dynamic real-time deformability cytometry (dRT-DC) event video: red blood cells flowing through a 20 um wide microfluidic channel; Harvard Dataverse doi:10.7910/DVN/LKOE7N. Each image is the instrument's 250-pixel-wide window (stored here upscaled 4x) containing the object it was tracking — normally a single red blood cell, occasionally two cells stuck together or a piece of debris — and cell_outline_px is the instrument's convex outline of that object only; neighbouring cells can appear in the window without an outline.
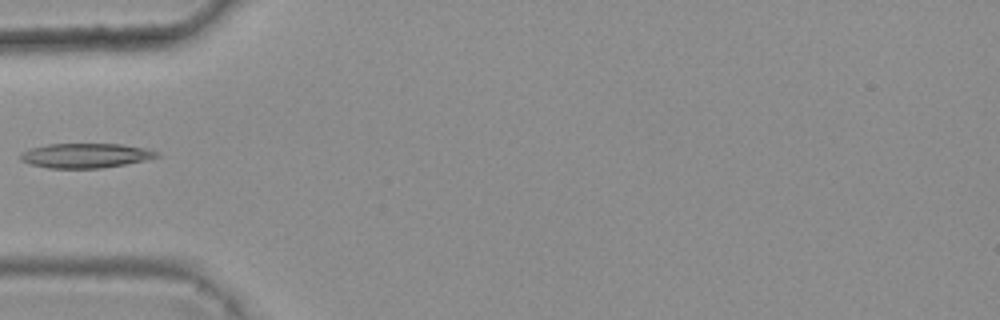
{"species": "common noctule bat (a hibernating species)", "species_latin": "Nyctalus noctula", "temperature_condition": "warm", "stored_images_in_passage": 5, "camera_frame_rate_fps": 3000, "um_per_image_px": 0.085, "animal": {"sex": "female", "body_mass_g": 25.1}, "frame": {"image": 1, "passage_image": 4, "time_ms": 1.0, "image_size_px": [1000, 320], "cell_outline_px": [[160, 156], [144, 160], [124, 164], [100, 168], [48, 168], [28, 164], [20, 160], [20, 156], [24, 152], [32, 148], [48, 144], [120, 144], [144, 148], [156, 152]], "centroid_in_image_um": [7.23, 13.23], "position_along_channel_um": 77.8, "area_um2": 19.25}}
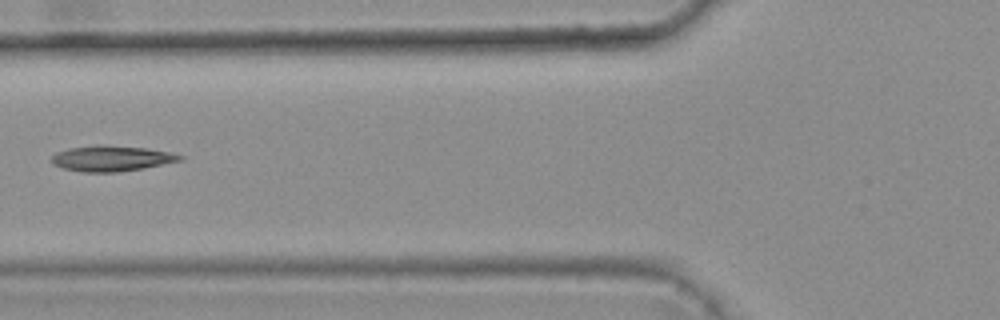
{"frame": {"image": 2, "passage_image": 5, "time_ms": 1.333, "image_size_px": [1000, 320], "cell_outline_px": [[184, 156], [180, 160], [144, 168], [120, 172], [80, 172], [64, 168], [52, 164], [52, 156], [56, 152], [68, 148], [144, 148], [168, 152]], "centroid_in_image_um": [9.45, 13.53], "position_along_channel_um": 116.3, "area_um2": 17.92}}